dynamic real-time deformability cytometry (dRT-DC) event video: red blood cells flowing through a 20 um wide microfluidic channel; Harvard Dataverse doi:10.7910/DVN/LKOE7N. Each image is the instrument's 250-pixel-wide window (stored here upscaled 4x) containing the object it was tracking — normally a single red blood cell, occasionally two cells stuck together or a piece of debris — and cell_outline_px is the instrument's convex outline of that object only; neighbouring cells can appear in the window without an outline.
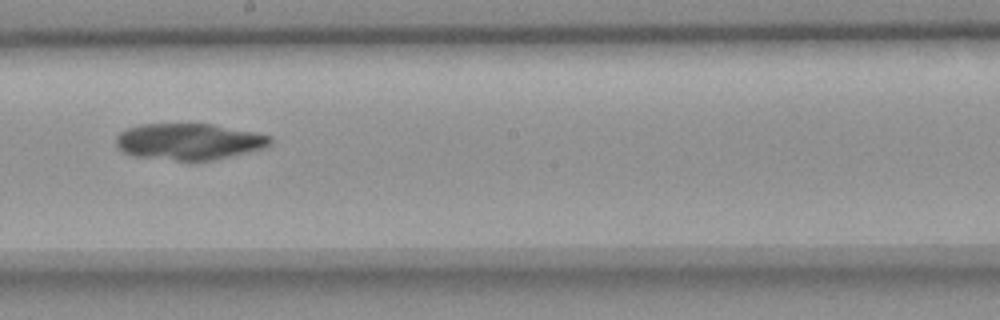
{"species": "common noctule bat (a hibernating species)", "species_latin": "Nyctalus noctula", "temperature_condition": "room temperature", "stored_images_in_passage": 39, "camera_frame_rate_fps": 3000, "um_per_image_px": 0.085, "animal": {"sex": "female", "body_mass_g": 18.4}, "frame": {"image": 1, "passage_image": 15, "time_ms": 4.667, "image_size_px": [1000, 320], "cell_outline_px": [[272, 144], [264, 148], [212, 160], [176, 160], [136, 156], [124, 152], [116, 144], [116, 136], [120, 132], [128, 128], [140, 124], [212, 124], [256, 132], [272, 136]], "centroid_in_image_um": [16.09, 12.02], "position_along_channel_um": 232.1, "area_um2": 32.48}}
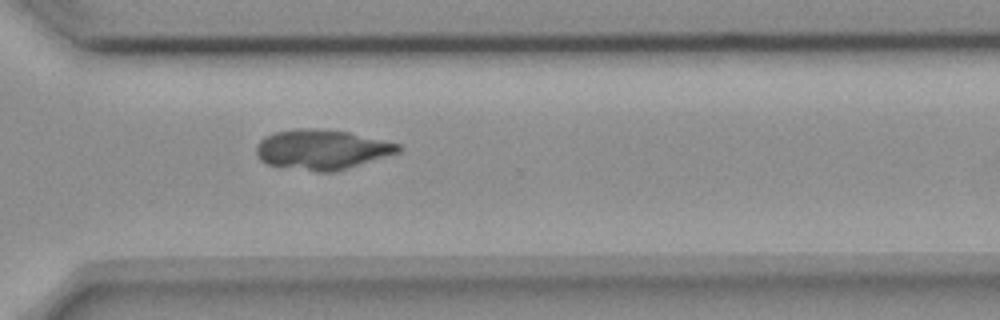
{"frame": {"image": 2, "passage_image": 24, "time_ms": 7.667, "image_size_px": [1000, 320], "cell_outline_px": [[404, 148], [400, 152], [344, 168], [328, 172], [316, 172], [268, 164], [260, 160], [256, 156], [256, 144], [264, 136], [272, 132], [296, 128], [324, 128], [348, 132], [400, 144]], "centroid_in_image_um": [27.31, 12.68], "position_along_channel_um": 343.3, "area_um2": 32.95}}
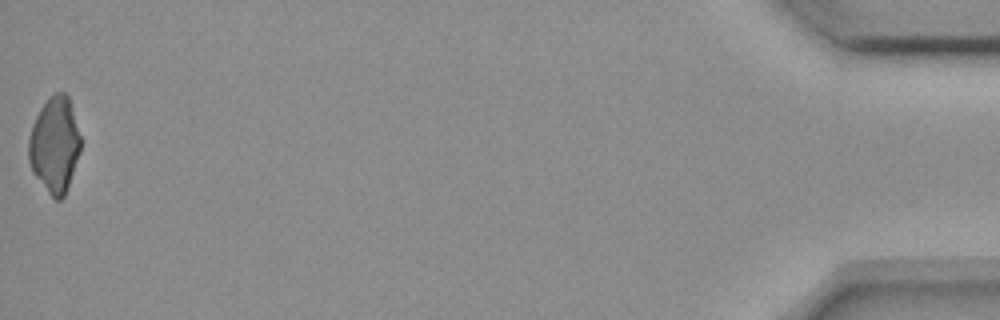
{"frame": {"image": 3, "passage_image": 39, "time_ms": 12.667, "image_size_px": [1000, 320], "cell_outline_px": [[80, 152], [64, 196], [60, 200], [56, 200], [48, 192], [32, 172], [28, 160], [28, 136], [32, 124], [40, 108], [56, 92], [64, 92], [68, 96], [80, 136]], "centroid_in_image_um": [4.62, 12.32], "position_along_channel_um": 430.6, "area_um2": 28.67}}